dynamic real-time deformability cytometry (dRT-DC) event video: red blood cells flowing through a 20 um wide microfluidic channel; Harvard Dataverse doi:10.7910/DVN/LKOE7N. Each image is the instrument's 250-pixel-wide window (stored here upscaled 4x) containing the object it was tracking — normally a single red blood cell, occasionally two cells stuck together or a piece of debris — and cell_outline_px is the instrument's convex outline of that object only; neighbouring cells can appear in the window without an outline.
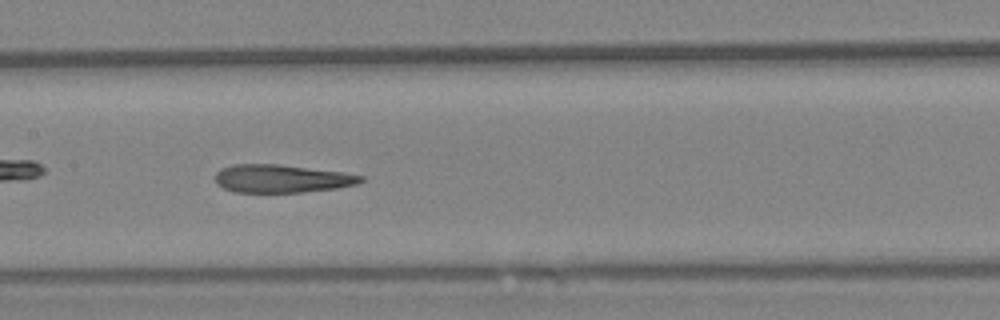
{"species": "Egyptian fruit bat (a non-hibernating species)", "species_latin": "Rousettus aegyptiacus", "temperature_condition": "warm", "stored_images_in_passage": 44, "camera_frame_rate_fps": 3000, "um_per_image_px": 0.085, "animal": {"sex": "female"}, "frame": {"image": 1, "passage_image": 13, "time_ms": 4.0, "image_size_px": [1000, 320], "cell_outline_px": [[364, 180], [356, 184], [336, 188], [300, 192], [236, 192], [224, 188], [216, 180], [216, 172], [220, 168], [232, 164], [276, 164], [340, 172], [364, 176]], "centroid_in_image_um": [23.92, 15.18], "position_along_channel_um": 183.5, "area_um2": 23.41}, "authors_computed_cell_mechanics": {"area_um2": 24.4205, "velocity_mm_per_s": 3.3726, "shape_relaxation_time_tau1_ms": null, "shape_relaxation_time_tau2_ms": 4.2019, "deformation_change_tau1": null, "deformation_change_tau2": 0.164}}